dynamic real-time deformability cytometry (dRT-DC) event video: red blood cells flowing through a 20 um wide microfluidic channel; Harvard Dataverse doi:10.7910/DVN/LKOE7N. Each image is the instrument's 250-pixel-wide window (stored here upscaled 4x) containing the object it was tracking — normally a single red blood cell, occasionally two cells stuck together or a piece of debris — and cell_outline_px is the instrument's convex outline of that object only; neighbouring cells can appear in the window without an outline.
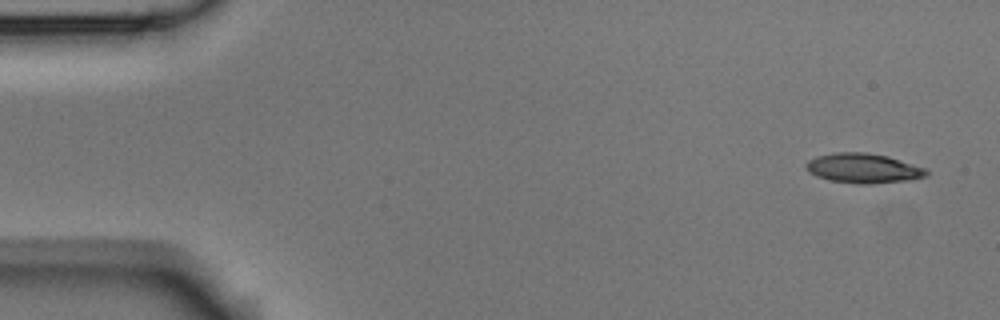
{"species": "Egyptian fruit bat (a non-hibernating species)", "species_latin": "Rousettus aegyptiacus", "temperature_condition": "room temperature", "stored_images_in_passage": 51, "camera_frame_rate_fps": 3000, "um_per_image_px": 0.085, "animal": {"sex": "male"}, "frame": {"image": 1, "passage_image": 1, "time_ms": 0.0, "image_size_px": [1000, 320], "cell_outline_px": [[928, 176], [908, 180], [872, 184], [860, 184], [828, 180], [816, 176], [804, 164], [808, 160], [816, 156], [836, 152], [864, 152], [888, 156], [928, 168]], "centroid_in_image_um": [73.42, 14.3], "position_along_channel_um": 11.6, "area_um2": 20.92}}
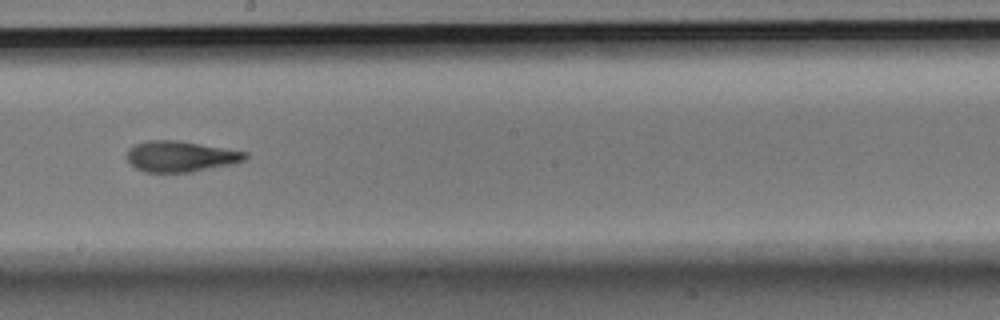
{"frame": {"image": 2, "passage_image": 28, "time_ms": 9.0, "image_size_px": [1000, 320], "cell_outline_px": [[248, 156], [244, 160], [236, 164], [192, 172], [144, 172], [136, 168], [128, 160], [128, 148], [136, 144], [148, 140], [176, 140], [248, 152]], "centroid_in_image_um": [15.39, 13.3], "position_along_channel_um": 232.8, "area_um2": 21.27}}
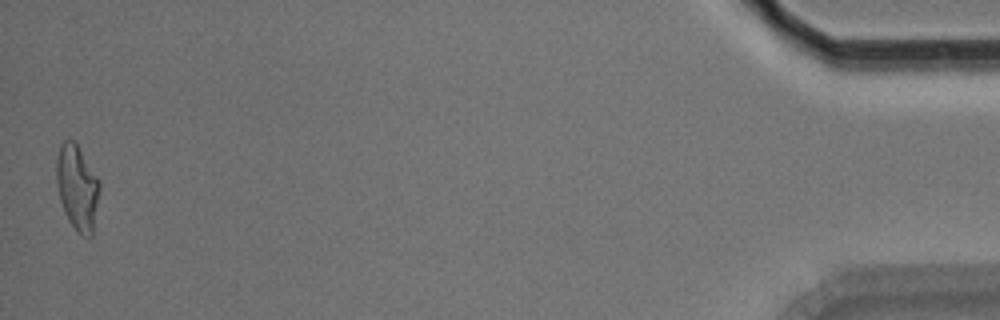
{"frame": {"image": 3, "passage_image": 51, "time_ms": 16.667, "image_size_px": [1000, 320], "cell_outline_px": [[100, 188], [92, 236], [80, 236], [76, 232], [68, 220], [60, 200], [56, 184], [56, 160], [60, 144], [64, 140], [72, 140], [76, 144], [100, 180]], "centroid_in_image_um": [6.56, 15.96], "position_along_channel_um": 428.6, "area_um2": 21.44}, "authors_computed_cell_mechanics": {"area_um2": 20.9814, "velocity_mm_per_s": 3.7669, "shape_relaxation_time_tau1_ms": 4.9761, "shape_relaxation_time_tau2_ms": 2.6312, "deformation_change_tau1": 0.1936, "deformation_change_tau2": 0.1114}}